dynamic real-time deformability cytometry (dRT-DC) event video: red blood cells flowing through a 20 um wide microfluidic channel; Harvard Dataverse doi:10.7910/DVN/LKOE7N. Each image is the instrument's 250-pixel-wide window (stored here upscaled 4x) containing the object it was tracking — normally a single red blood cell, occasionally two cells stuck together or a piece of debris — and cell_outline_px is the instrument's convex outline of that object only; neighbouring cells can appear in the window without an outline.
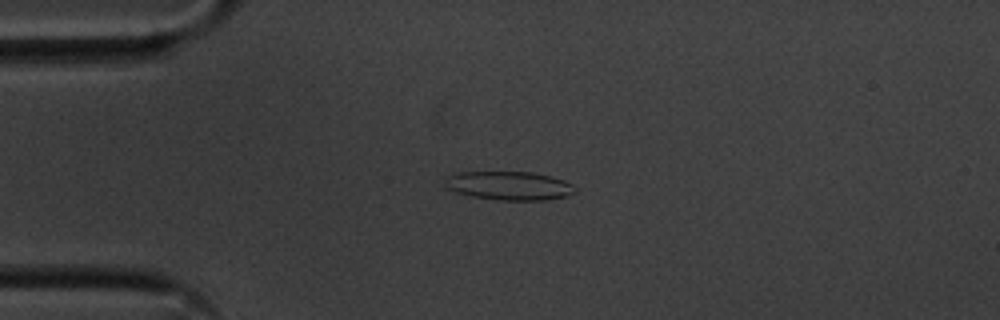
{"species": "common noctule bat (a hibernating species)", "species_latin": "Nyctalus noctula", "temperature_condition": "cold", "stored_images_in_passage": 55, "camera_frame_rate_fps": 3000, "um_per_image_px": 0.085, "animal": {"sex": "male", "body_mass_g": 20.1, "forearm_length_mm": 53.5}, "frame": {"image": 1, "passage_image": 13, "time_ms": 4.0, "image_size_px": [1000, 320], "cell_outline_px": [[576, 192], [568, 196], [544, 200], [500, 200], [472, 196], [456, 192], [448, 188], [444, 184], [444, 176], [456, 172], [532, 172], [552, 176], [564, 180], [572, 184], [576, 188]], "centroid_in_image_um": [43.27, 15.77], "position_along_channel_um": 41.7, "area_um2": 21.96}}
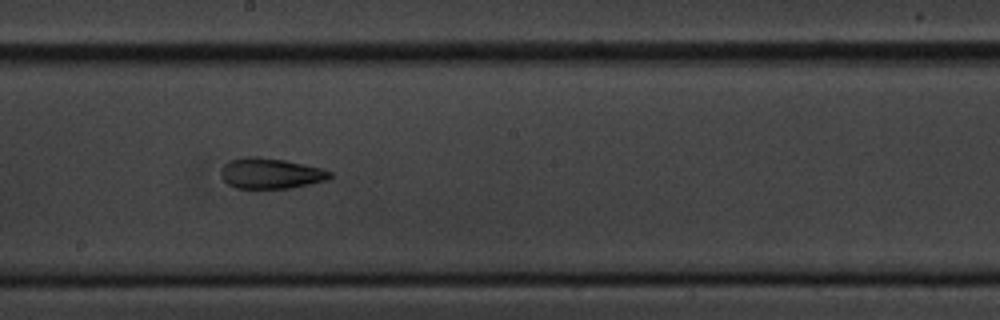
{"frame": {"image": 2, "passage_image": 30, "time_ms": 9.667, "image_size_px": [1000, 320], "cell_outline_px": [[332, 176], [328, 180], [312, 184], [292, 188], [236, 188], [228, 184], [220, 176], [220, 168], [228, 160], [244, 156], [260, 156], [284, 160], [324, 168], [332, 172]], "centroid_in_image_um": [23.01, 14.73], "position_along_channel_um": 225.2, "area_um2": 19.88}}
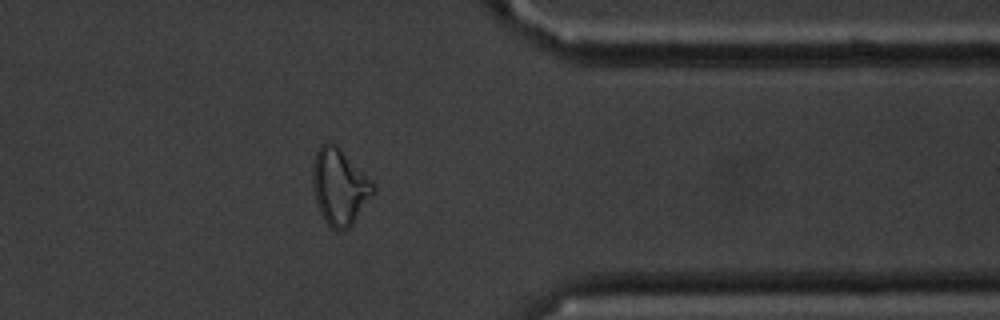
{"frame": {"image": 3, "passage_image": 44, "time_ms": 14.333, "image_size_px": [1000, 320], "cell_outline_px": [[376, 188], [352, 224], [348, 228], [336, 232], [324, 220], [316, 204], [312, 188], [312, 164], [316, 152], [320, 144], [328, 140], [336, 144], [340, 148]], "centroid_in_image_um": [28.78, 15.86], "position_along_channel_um": 382.6, "area_um2": 26.53}, "authors_computed_cell_mechanics": {"area_um2": 21.9062, "velocity_mm_per_s": 3.6246, "shape_relaxation_time_tau1_ms": 9.6178, "shape_relaxation_time_tau2_ms": 3.1283, "deformation_change_tau1": 0.2455, "deformation_change_tau2": 0.1204}}